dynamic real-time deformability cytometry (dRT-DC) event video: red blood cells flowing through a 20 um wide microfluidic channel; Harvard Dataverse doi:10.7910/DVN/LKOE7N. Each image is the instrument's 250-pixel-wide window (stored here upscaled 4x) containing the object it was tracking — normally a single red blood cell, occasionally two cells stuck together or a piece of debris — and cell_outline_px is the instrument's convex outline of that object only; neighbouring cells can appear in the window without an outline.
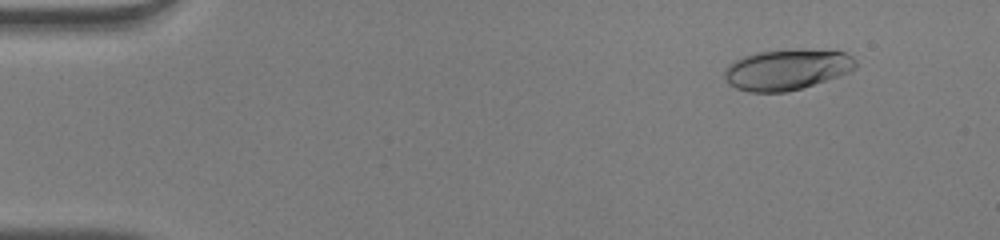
{"species": "human", "species_latin": "Homo sapiens", "temperature_condition": "warm", "stored_images_in_passage": 52, "camera_frame_rate_fps": 3000, "um_per_image_px": 0.085, "donor": {"sex": "male"}, "frame": {"image": 1, "passage_image": 6, "time_ms": 1.667, "image_size_px": [1000, 240], "cell_outline_px": [[856, 68], [848, 72], [800, 88], [784, 92], [748, 92], [736, 88], [728, 84], [724, 80], [724, 72], [728, 64], [732, 60], [744, 56], [760, 52], [800, 48], [804, 48], [844, 52], [852, 56], [856, 60]], "centroid_in_image_um": [66.84, 5.89], "position_along_channel_um": 18.2, "area_um2": 31.15}}
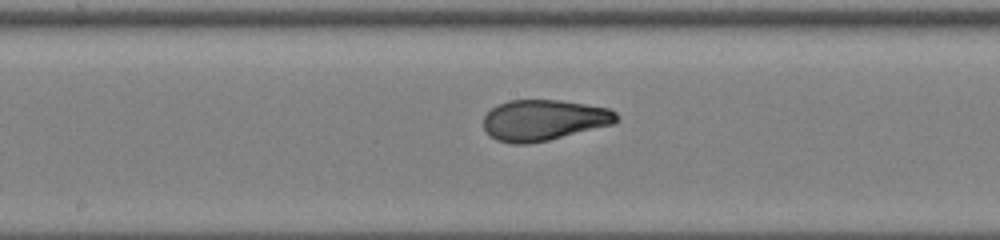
{"frame": {"image": 2, "passage_image": 28, "time_ms": 9.0, "image_size_px": [1000, 240], "cell_outline_px": [[616, 120], [612, 124], [548, 140], [528, 144], [512, 144], [496, 140], [484, 128], [484, 116], [496, 104], [508, 100], [560, 100], [608, 108], [616, 112]], "centroid_in_image_um": [46.17, 10.2], "position_along_channel_um": 202.0, "area_um2": 31.39}}
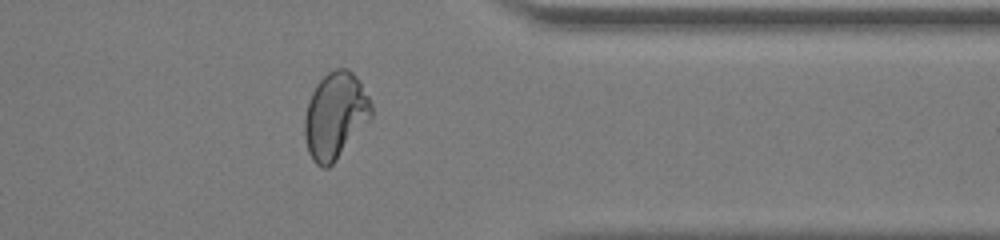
{"frame": {"image": 3, "passage_image": 42, "time_ms": 13.667, "image_size_px": [1000, 240], "cell_outline_px": [[372, 116], [336, 160], [328, 168], [320, 168], [312, 160], [308, 152], [304, 136], [304, 120], [308, 100], [316, 84], [328, 72], [336, 68], [348, 68], [360, 80], [372, 104]], "centroid_in_image_um": [28.48, 9.82], "position_along_channel_um": 382.9, "area_um2": 33.64}, "authors_computed_cell_mechanics": {"area_um2": 31.9634, "velocity_mm_per_s": 4.0752, "shape_relaxation_time_tau1_ms": 4.6288, "shape_relaxation_time_tau2_ms": 0.6869, "deformation_change_tau1": 0.2262, "deformation_change_tau2": 0.0559}}